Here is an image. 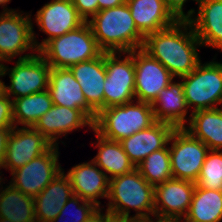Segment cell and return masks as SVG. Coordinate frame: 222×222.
<instances>
[{
	"label": "cell",
	"mask_w": 222,
	"mask_h": 222,
	"mask_svg": "<svg viewBox=\"0 0 222 222\" xmlns=\"http://www.w3.org/2000/svg\"><path fill=\"white\" fill-rule=\"evenodd\" d=\"M199 46L202 44L189 20H177L170 27L145 36L142 49L158 60L174 78H181L201 62Z\"/></svg>",
	"instance_id": "6da1fadb"
},
{
	"label": "cell",
	"mask_w": 222,
	"mask_h": 222,
	"mask_svg": "<svg viewBox=\"0 0 222 222\" xmlns=\"http://www.w3.org/2000/svg\"><path fill=\"white\" fill-rule=\"evenodd\" d=\"M88 24L103 52H130L143 46L145 36L137 29L127 3L99 11Z\"/></svg>",
	"instance_id": "7a4b0ae2"
},
{
	"label": "cell",
	"mask_w": 222,
	"mask_h": 222,
	"mask_svg": "<svg viewBox=\"0 0 222 222\" xmlns=\"http://www.w3.org/2000/svg\"><path fill=\"white\" fill-rule=\"evenodd\" d=\"M106 211L113 217H154V186L149 184L135 168L132 172L109 179Z\"/></svg>",
	"instance_id": "3957f363"
},
{
	"label": "cell",
	"mask_w": 222,
	"mask_h": 222,
	"mask_svg": "<svg viewBox=\"0 0 222 222\" xmlns=\"http://www.w3.org/2000/svg\"><path fill=\"white\" fill-rule=\"evenodd\" d=\"M135 101L100 110L93 122V129L104 138L121 141L149 128L156 122L152 104Z\"/></svg>",
	"instance_id": "277c9868"
},
{
	"label": "cell",
	"mask_w": 222,
	"mask_h": 222,
	"mask_svg": "<svg viewBox=\"0 0 222 222\" xmlns=\"http://www.w3.org/2000/svg\"><path fill=\"white\" fill-rule=\"evenodd\" d=\"M102 52L88 22L51 39L38 51L51 68H70L77 63L92 60Z\"/></svg>",
	"instance_id": "5b68a950"
},
{
	"label": "cell",
	"mask_w": 222,
	"mask_h": 222,
	"mask_svg": "<svg viewBox=\"0 0 222 222\" xmlns=\"http://www.w3.org/2000/svg\"><path fill=\"white\" fill-rule=\"evenodd\" d=\"M214 60L200 62L192 72L180 78L192 112L218 108L222 101V63Z\"/></svg>",
	"instance_id": "8992f818"
},
{
	"label": "cell",
	"mask_w": 222,
	"mask_h": 222,
	"mask_svg": "<svg viewBox=\"0 0 222 222\" xmlns=\"http://www.w3.org/2000/svg\"><path fill=\"white\" fill-rule=\"evenodd\" d=\"M105 70L104 108L135 101L133 51L105 52Z\"/></svg>",
	"instance_id": "52a82bcc"
},
{
	"label": "cell",
	"mask_w": 222,
	"mask_h": 222,
	"mask_svg": "<svg viewBox=\"0 0 222 222\" xmlns=\"http://www.w3.org/2000/svg\"><path fill=\"white\" fill-rule=\"evenodd\" d=\"M19 10L0 13V64L11 62L16 56L18 60L34 56L35 48L31 14ZM23 13V14H22ZM25 15V16H24ZM31 53L24 54L26 51Z\"/></svg>",
	"instance_id": "ba28073f"
},
{
	"label": "cell",
	"mask_w": 222,
	"mask_h": 222,
	"mask_svg": "<svg viewBox=\"0 0 222 222\" xmlns=\"http://www.w3.org/2000/svg\"><path fill=\"white\" fill-rule=\"evenodd\" d=\"M168 143L173 178L195 183L209 148L184 128H175Z\"/></svg>",
	"instance_id": "9c48e42d"
},
{
	"label": "cell",
	"mask_w": 222,
	"mask_h": 222,
	"mask_svg": "<svg viewBox=\"0 0 222 222\" xmlns=\"http://www.w3.org/2000/svg\"><path fill=\"white\" fill-rule=\"evenodd\" d=\"M3 74L9 75L10 85H4V92L12 99L42 92L48 89L51 66L37 52L34 56L17 60L8 68L1 64Z\"/></svg>",
	"instance_id": "30bf717a"
},
{
	"label": "cell",
	"mask_w": 222,
	"mask_h": 222,
	"mask_svg": "<svg viewBox=\"0 0 222 222\" xmlns=\"http://www.w3.org/2000/svg\"><path fill=\"white\" fill-rule=\"evenodd\" d=\"M59 145H52L46 152L11 172L12 186L24 194L35 197L62 171L58 162Z\"/></svg>",
	"instance_id": "8fae6325"
},
{
	"label": "cell",
	"mask_w": 222,
	"mask_h": 222,
	"mask_svg": "<svg viewBox=\"0 0 222 222\" xmlns=\"http://www.w3.org/2000/svg\"><path fill=\"white\" fill-rule=\"evenodd\" d=\"M35 22L47 38L38 42L32 30L35 48L39 51L48 41L81 26L85 21L79 16L72 0H51L36 12Z\"/></svg>",
	"instance_id": "7c38bea8"
},
{
	"label": "cell",
	"mask_w": 222,
	"mask_h": 222,
	"mask_svg": "<svg viewBox=\"0 0 222 222\" xmlns=\"http://www.w3.org/2000/svg\"><path fill=\"white\" fill-rule=\"evenodd\" d=\"M135 68V99L153 103L160 91L174 79L171 73L142 48L133 50Z\"/></svg>",
	"instance_id": "4fadbf2b"
},
{
	"label": "cell",
	"mask_w": 222,
	"mask_h": 222,
	"mask_svg": "<svg viewBox=\"0 0 222 222\" xmlns=\"http://www.w3.org/2000/svg\"><path fill=\"white\" fill-rule=\"evenodd\" d=\"M53 144L33 127H13L8 139L3 169L11 172L46 152Z\"/></svg>",
	"instance_id": "5bb4252c"
},
{
	"label": "cell",
	"mask_w": 222,
	"mask_h": 222,
	"mask_svg": "<svg viewBox=\"0 0 222 222\" xmlns=\"http://www.w3.org/2000/svg\"><path fill=\"white\" fill-rule=\"evenodd\" d=\"M195 187L194 182L175 178L154 186V216L183 219Z\"/></svg>",
	"instance_id": "9a60e30c"
},
{
	"label": "cell",
	"mask_w": 222,
	"mask_h": 222,
	"mask_svg": "<svg viewBox=\"0 0 222 222\" xmlns=\"http://www.w3.org/2000/svg\"><path fill=\"white\" fill-rule=\"evenodd\" d=\"M86 126L93 130V121L82 110L53 104L51 109L38 119L33 128L53 145H58L59 137Z\"/></svg>",
	"instance_id": "2e32d148"
},
{
	"label": "cell",
	"mask_w": 222,
	"mask_h": 222,
	"mask_svg": "<svg viewBox=\"0 0 222 222\" xmlns=\"http://www.w3.org/2000/svg\"><path fill=\"white\" fill-rule=\"evenodd\" d=\"M48 90L54 105L82 110L93 122L97 113L87 104L80 83L69 68H51Z\"/></svg>",
	"instance_id": "e0dca14e"
},
{
	"label": "cell",
	"mask_w": 222,
	"mask_h": 222,
	"mask_svg": "<svg viewBox=\"0 0 222 222\" xmlns=\"http://www.w3.org/2000/svg\"><path fill=\"white\" fill-rule=\"evenodd\" d=\"M175 127L156 121L143 129L119 141L134 166H138L152 152L165 148Z\"/></svg>",
	"instance_id": "ac0fdd59"
},
{
	"label": "cell",
	"mask_w": 222,
	"mask_h": 222,
	"mask_svg": "<svg viewBox=\"0 0 222 222\" xmlns=\"http://www.w3.org/2000/svg\"><path fill=\"white\" fill-rule=\"evenodd\" d=\"M97 167L93 160L83 162L69 169L66 175L70 180L75 195L86 201H91L105 210L100 206L101 202L98 199L99 197H108L109 178Z\"/></svg>",
	"instance_id": "d6986e66"
},
{
	"label": "cell",
	"mask_w": 222,
	"mask_h": 222,
	"mask_svg": "<svg viewBox=\"0 0 222 222\" xmlns=\"http://www.w3.org/2000/svg\"><path fill=\"white\" fill-rule=\"evenodd\" d=\"M69 69L80 83L87 104L96 113L104 109L105 52L92 60L77 63Z\"/></svg>",
	"instance_id": "ffe728a7"
},
{
	"label": "cell",
	"mask_w": 222,
	"mask_h": 222,
	"mask_svg": "<svg viewBox=\"0 0 222 222\" xmlns=\"http://www.w3.org/2000/svg\"><path fill=\"white\" fill-rule=\"evenodd\" d=\"M198 5L197 16L189 19L197 38L202 46L222 51V0H200Z\"/></svg>",
	"instance_id": "44dd1931"
},
{
	"label": "cell",
	"mask_w": 222,
	"mask_h": 222,
	"mask_svg": "<svg viewBox=\"0 0 222 222\" xmlns=\"http://www.w3.org/2000/svg\"><path fill=\"white\" fill-rule=\"evenodd\" d=\"M74 195L64 169L34 197L36 222H51L60 213L69 198Z\"/></svg>",
	"instance_id": "7402d4cb"
},
{
	"label": "cell",
	"mask_w": 222,
	"mask_h": 222,
	"mask_svg": "<svg viewBox=\"0 0 222 222\" xmlns=\"http://www.w3.org/2000/svg\"><path fill=\"white\" fill-rule=\"evenodd\" d=\"M154 118L156 121L173 125L175 128H184L188 114L184 88L182 81L171 82L162 89L158 97L152 103Z\"/></svg>",
	"instance_id": "603a6c76"
},
{
	"label": "cell",
	"mask_w": 222,
	"mask_h": 222,
	"mask_svg": "<svg viewBox=\"0 0 222 222\" xmlns=\"http://www.w3.org/2000/svg\"><path fill=\"white\" fill-rule=\"evenodd\" d=\"M137 29L147 36L173 25L177 19L163 0H126Z\"/></svg>",
	"instance_id": "cb8c5ba5"
},
{
	"label": "cell",
	"mask_w": 222,
	"mask_h": 222,
	"mask_svg": "<svg viewBox=\"0 0 222 222\" xmlns=\"http://www.w3.org/2000/svg\"><path fill=\"white\" fill-rule=\"evenodd\" d=\"M186 129L209 150H222V112L219 108L191 112Z\"/></svg>",
	"instance_id": "d4e9b609"
},
{
	"label": "cell",
	"mask_w": 222,
	"mask_h": 222,
	"mask_svg": "<svg viewBox=\"0 0 222 222\" xmlns=\"http://www.w3.org/2000/svg\"><path fill=\"white\" fill-rule=\"evenodd\" d=\"M93 131L97 138L95 147H98V153L92 160L109 179L132 172L136 168L119 141L104 138L94 129Z\"/></svg>",
	"instance_id": "484cf974"
},
{
	"label": "cell",
	"mask_w": 222,
	"mask_h": 222,
	"mask_svg": "<svg viewBox=\"0 0 222 222\" xmlns=\"http://www.w3.org/2000/svg\"><path fill=\"white\" fill-rule=\"evenodd\" d=\"M220 221H222V191L196 186L183 222Z\"/></svg>",
	"instance_id": "4316f807"
},
{
	"label": "cell",
	"mask_w": 222,
	"mask_h": 222,
	"mask_svg": "<svg viewBox=\"0 0 222 222\" xmlns=\"http://www.w3.org/2000/svg\"><path fill=\"white\" fill-rule=\"evenodd\" d=\"M0 218L14 222H36L34 198L9 183L0 192Z\"/></svg>",
	"instance_id": "83f0119b"
},
{
	"label": "cell",
	"mask_w": 222,
	"mask_h": 222,
	"mask_svg": "<svg viewBox=\"0 0 222 222\" xmlns=\"http://www.w3.org/2000/svg\"><path fill=\"white\" fill-rule=\"evenodd\" d=\"M13 100L14 125L33 127L40 117L53 106L49 90L33 93Z\"/></svg>",
	"instance_id": "f1b7e54d"
},
{
	"label": "cell",
	"mask_w": 222,
	"mask_h": 222,
	"mask_svg": "<svg viewBox=\"0 0 222 222\" xmlns=\"http://www.w3.org/2000/svg\"><path fill=\"white\" fill-rule=\"evenodd\" d=\"M136 169L151 185L156 186L173 178L168 145L148 155Z\"/></svg>",
	"instance_id": "f546056e"
},
{
	"label": "cell",
	"mask_w": 222,
	"mask_h": 222,
	"mask_svg": "<svg viewBox=\"0 0 222 222\" xmlns=\"http://www.w3.org/2000/svg\"><path fill=\"white\" fill-rule=\"evenodd\" d=\"M195 185L222 191V150H209Z\"/></svg>",
	"instance_id": "4dcf8cb0"
},
{
	"label": "cell",
	"mask_w": 222,
	"mask_h": 222,
	"mask_svg": "<svg viewBox=\"0 0 222 222\" xmlns=\"http://www.w3.org/2000/svg\"><path fill=\"white\" fill-rule=\"evenodd\" d=\"M71 209V211H70ZM76 209V211H74ZM100 208L91 201L81 199L78 195H72L66 204L62 207L59 215L51 222H86ZM70 213L71 219L66 221L67 213ZM72 211H74L72 213Z\"/></svg>",
	"instance_id": "1f68e13d"
},
{
	"label": "cell",
	"mask_w": 222,
	"mask_h": 222,
	"mask_svg": "<svg viewBox=\"0 0 222 222\" xmlns=\"http://www.w3.org/2000/svg\"><path fill=\"white\" fill-rule=\"evenodd\" d=\"M13 127V100L4 92L0 95V128Z\"/></svg>",
	"instance_id": "d6a6232c"
},
{
	"label": "cell",
	"mask_w": 222,
	"mask_h": 222,
	"mask_svg": "<svg viewBox=\"0 0 222 222\" xmlns=\"http://www.w3.org/2000/svg\"><path fill=\"white\" fill-rule=\"evenodd\" d=\"M167 9L177 20H189L196 13L195 9L188 10L187 14L183 11V6L188 0H163ZM198 2L200 0H193Z\"/></svg>",
	"instance_id": "836d02e7"
},
{
	"label": "cell",
	"mask_w": 222,
	"mask_h": 222,
	"mask_svg": "<svg viewBox=\"0 0 222 222\" xmlns=\"http://www.w3.org/2000/svg\"><path fill=\"white\" fill-rule=\"evenodd\" d=\"M79 16L88 22L89 18L98 13V0H72Z\"/></svg>",
	"instance_id": "e575fe53"
},
{
	"label": "cell",
	"mask_w": 222,
	"mask_h": 222,
	"mask_svg": "<svg viewBox=\"0 0 222 222\" xmlns=\"http://www.w3.org/2000/svg\"><path fill=\"white\" fill-rule=\"evenodd\" d=\"M13 128H0V167H3L8 139Z\"/></svg>",
	"instance_id": "d590c367"
},
{
	"label": "cell",
	"mask_w": 222,
	"mask_h": 222,
	"mask_svg": "<svg viewBox=\"0 0 222 222\" xmlns=\"http://www.w3.org/2000/svg\"><path fill=\"white\" fill-rule=\"evenodd\" d=\"M114 217L105 211L102 212V208H100L94 215H92L86 222H113Z\"/></svg>",
	"instance_id": "8d00e7d4"
},
{
	"label": "cell",
	"mask_w": 222,
	"mask_h": 222,
	"mask_svg": "<svg viewBox=\"0 0 222 222\" xmlns=\"http://www.w3.org/2000/svg\"><path fill=\"white\" fill-rule=\"evenodd\" d=\"M126 3V0H98V12L104 9L113 8Z\"/></svg>",
	"instance_id": "74e56055"
},
{
	"label": "cell",
	"mask_w": 222,
	"mask_h": 222,
	"mask_svg": "<svg viewBox=\"0 0 222 222\" xmlns=\"http://www.w3.org/2000/svg\"><path fill=\"white\" fill-rule=\"evenodd\" d=\"M113 222H148V218L114 217Z\"/></svg>",
	"instance_id": "f35d334b"
},
{
	"label": "cell",
	"mask_w": 222,
	"mask_h": 222,
	"mask_svg": "<svg viewBox=\"0 0 222 222\" xmlns=\"http://www.w3.org/2000/svg\"><path fill=\"white\" fill-rule=\"evenodd\" d=\"M154 217H156L154 221L150 217L148 218V222H183V219L180 218H169V217H158V216Z\"/></svg>",
	"instance_id": "ab89813d"
},
{
	"label": "cell",
	"mask_w": 222,
	"mask_h": 222,
	"mask_svg": "<svg viewBox=\"0 0 222 222\" xmlns=\"http://www.w3.org/2000/svg\"><path fill=\"white\" fill-rule=\"evenodd\" d=\"M10 2H11V0H0V5L3 8V12L15 11V9H8L7 7H5Z\"/></svg>",
	"instance_id": "60d3db41"
},
{
	"label": "cell",
	"mask_w": 222,
	"mask_h": 222,
	"mask_svg": "<svg viewBox=\"0 0 222 222\" xmlns=\"http://www.w3.org/2000/svg\"><path fill=\"white\" fill-rule=\"evenodd\" d=\"M5 76L3 74V68H2V65L0 64V77H3ZM4 85H5V82H3L1 79H0V95L4 93Z\"/></svg>",
	"instance_id": "b9f144b4"
},
{
	"label": "cell",
	"mask_w": 222,
	"mask_h": 222,
	"mask_svg": "<svg viewBox=\"0 0 222 222\" xmlns=\"http://www.w3.org/2000/svg\"><path fill=\"white\" fill-rule=\"evenodd\" d=\"M0 222H14V221H11L7 218H0Z\"/></svg>",
	"instance_id": "7bdbcfd3"
},
{
	"label": "cell",
	"mask_w": 222,
	"mask_h": 222,
	"mask_svg": "<svg viewBox=\"0 0 222 222\" xmlns=\"http://www.w3.org/2000/svg\"><path fill=\"white\" fill-rule=\"evenodd\" d=\"M3 167H0V169H2ZM2 172H0V174H1ZM2 180H3V178L1 177V175H0V186H2ZM1 189L3 188V186L2 187H0ZM1 189H0V192H1Z\"/></svg>",
	"instance_id": "ee69618b"
}]
</instances>
